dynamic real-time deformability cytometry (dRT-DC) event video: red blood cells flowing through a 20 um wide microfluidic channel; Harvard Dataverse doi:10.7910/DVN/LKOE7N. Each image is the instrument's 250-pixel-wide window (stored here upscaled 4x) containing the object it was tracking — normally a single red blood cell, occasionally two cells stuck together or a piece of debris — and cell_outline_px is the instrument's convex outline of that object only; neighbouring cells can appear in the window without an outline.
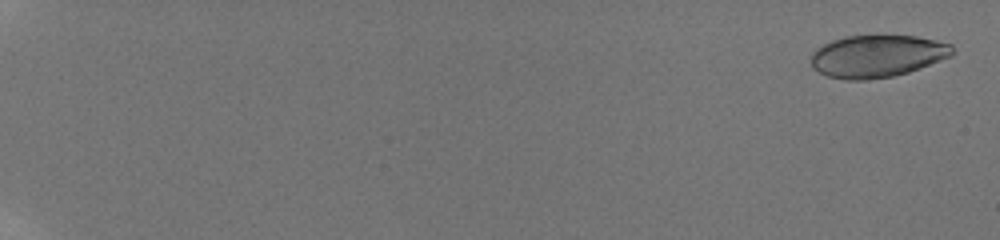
{"species": "human", "species_latin": "Homo sapiens", "temperature_condition": "room temperature", "stored_images_in_passage": 57, "camera_frame_rate_fps": 3000, "um_per_image_px": 0.085, "donor": {"sex": "male"}, "frame": {"image": 1, "passage_image": 2, "time_ms": 0.333, "image_size_px": [1000, 240], "cell_outline_px": [[956, 52], [952, 56], [920, 68], [908, 72], [892, 76], [864, 80], [844, 80], [828, 76], [812, 68], [812, 52], [816, 48], [832, 40], [848, 36], [916, 36], [936, 40], [952, 44], [956, 48]], "centroid_in_image_um": [74.6, 4.77], "position_along_channel_um": 10.4, "area_um2": 34.91}}
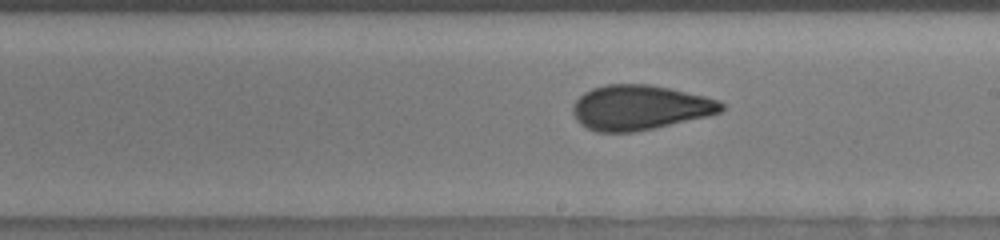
{"frame": {"image": 2, "passage_image": 32, "time_ms": 12.333, "image_size_px": [1000, 240], "cell_outline_px": [[724, 108], [720, 112], [708, 116], [652, 128], [632, 132], [596, 132], [580, 124], [576, 120], [572, 112], [572, 104], [584, 92], [592, 88], [604, 84], [648, 84], [668, 88], [704, 96], [720, 100], [724, 104]], "centroid_in_image_um": [54.35, 9.13], "position_along_channel_um": 234.7, "area_um2": 38.73}}
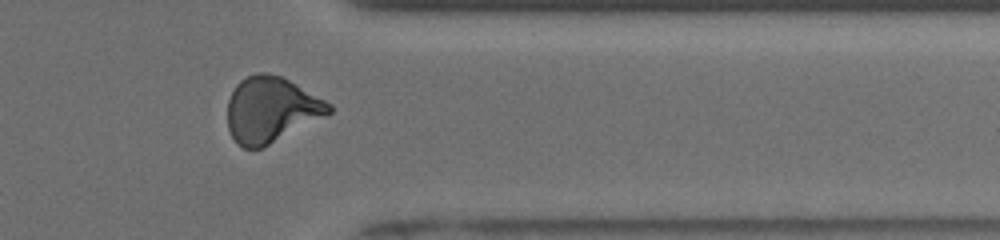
{"frame": {"image": 3, "passage_image": 46, "time_ms": 16.333, "image_size_px": [1000, 240], "cell_outline_px": [[332, 112], [260, 148], [244, 148], [236, 144], [228, 128], [228, 100], [236, 84], [240, 80], [248, 76], [260, 72], [268, 72], [280, 76], [288, 80], [332, 104]], "centroid_in_image_um": [23.0, 9.3], "position_along_channel_um": 388.4, "area_um2": 38.09}, "authors_computed_cell_mechanics": {"area_um2": 36.9342, "velocity_mm_per_s": 3.8953, "shape_relaxation_time_tau1_ms": null, "shape_relaxation_time_tau2_ms": 1.0418, "deformation_change_tau1": null, "deformation_change_tau2": 0.0776}}